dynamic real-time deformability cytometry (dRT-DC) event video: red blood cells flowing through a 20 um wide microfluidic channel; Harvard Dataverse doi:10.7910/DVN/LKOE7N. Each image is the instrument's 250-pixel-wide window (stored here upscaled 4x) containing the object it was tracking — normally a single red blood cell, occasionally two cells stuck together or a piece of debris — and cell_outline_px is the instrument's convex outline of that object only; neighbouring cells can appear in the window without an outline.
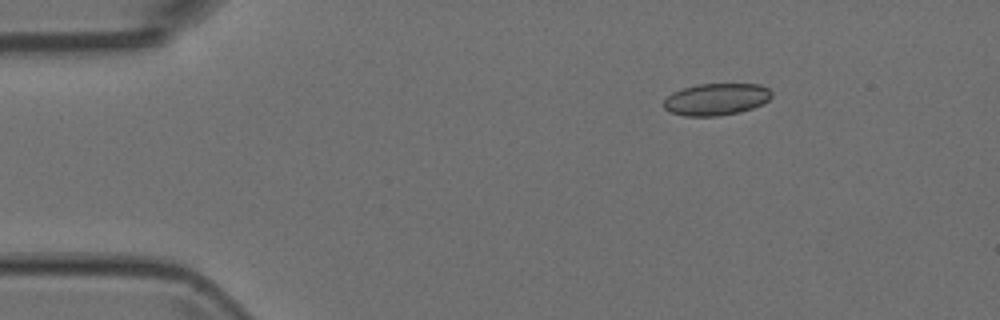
{"species": "Egyptian fruit bat (a non-hibernating species)", "species_latin": "Rousettus aegyptiacus", "temperature_condition": "room temperature", "stored_images_in_passage": 3, "camera_frame_rate_fps": 3000, "um_per_image_px": 0.085, "animal": {"sex": "female"}, "frame": {"image": 1, "passage_image": 2, "time_ms": 0.333, "image_size_px": [1000, 320], "cell_outline_px": [[772, 96], [764, 104], [740, 112], [716, 116], [684, 116], [668, 112], [664, 108], [664, 100], [672, 92], [696, 84], [760, 84], [768, 88], [772, 92]], "centroid_in_image_um": [60.88, 8.44], "position_along_channel_um": 24.1, "area_um2": 20.23}}